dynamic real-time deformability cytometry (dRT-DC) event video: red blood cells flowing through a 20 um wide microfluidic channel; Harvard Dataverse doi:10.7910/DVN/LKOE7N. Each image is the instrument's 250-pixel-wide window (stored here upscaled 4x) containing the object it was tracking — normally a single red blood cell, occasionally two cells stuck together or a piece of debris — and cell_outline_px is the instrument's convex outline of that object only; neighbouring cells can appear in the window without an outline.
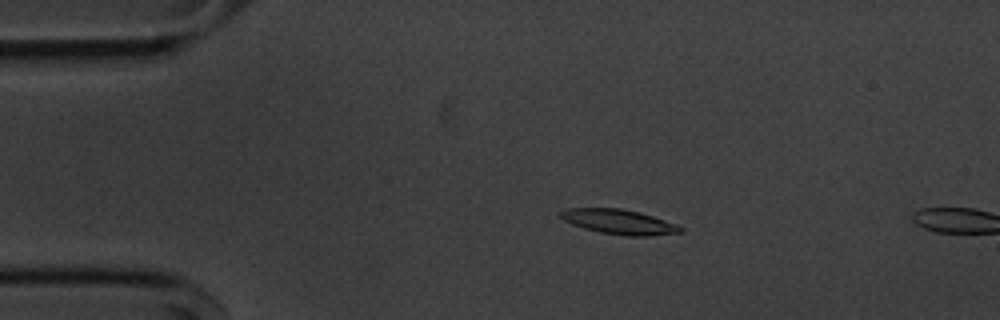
{"species": "common noctule bat (a hibernating species)", "species_latin": "Nyctalus noctula", "temperature_condition": "cold", "stored_images_in_passage": 13, "camera_frame_rate_fps": 3000, "um_per_image_px": 0.085, "animal": {"sex": "male", "body_mass_g": 20.1, "forearm_length_mm": 53.5}, "frame": {"image": 1, "passage_image": 11, "time_ms": 3.333, "image_size_px": [1000, 320], "cell_outline_px": [[684, 232], [648, 236], [628, 236], [600, 232], [584, 228], [572, 224], [564, 220], [560, 216], [560, 212], [568, 208], [620, 208], [640, 212], [676, 224], [684, 228]], "centroid_in_image_um": [52.64, 18.85], "position_along_channel_um": 32.4, "area_um2": 17.22}}